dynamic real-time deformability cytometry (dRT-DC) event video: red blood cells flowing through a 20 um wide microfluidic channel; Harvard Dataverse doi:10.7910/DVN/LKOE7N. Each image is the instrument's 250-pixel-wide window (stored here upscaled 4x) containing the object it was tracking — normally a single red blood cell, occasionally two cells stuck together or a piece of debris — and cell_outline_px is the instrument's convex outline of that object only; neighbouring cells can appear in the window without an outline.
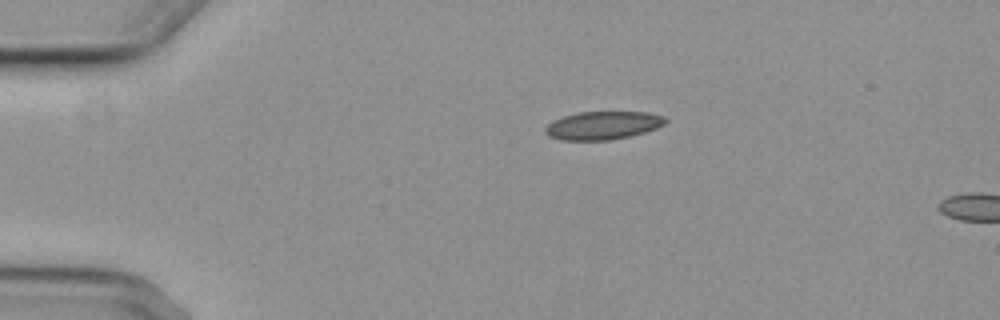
{"species": "common noctule bat (a hibernating species)", "species_latin": "Nyctalus noctula", "temperature_condition": "cold", "stored_images_in_passage": 2, "camera_frame_rate_fps": 3000, "um_per_image_px": 0.085, "animal": {"sex": "female", "body_mass_g": 29.2, "forearm_length_mm": 56.3}, "frame": {"image": 1, "passage_image": 1, "time_ms": 0.0, "image_size_px": [1000, 320], "cell_outline_px": [[668, 120], [664, 124], [656, 128], [644, 132], [628, 136], [608, 140], [560, 140], [548, 136], [544, 132], [544, 128], [552, 120], [576, 112], [648, 112], [664, 116]], "centroid_in_image_um": [51.21, 10.65], "position_along_channel_um": 33.8, "area_um2": 19.77}}